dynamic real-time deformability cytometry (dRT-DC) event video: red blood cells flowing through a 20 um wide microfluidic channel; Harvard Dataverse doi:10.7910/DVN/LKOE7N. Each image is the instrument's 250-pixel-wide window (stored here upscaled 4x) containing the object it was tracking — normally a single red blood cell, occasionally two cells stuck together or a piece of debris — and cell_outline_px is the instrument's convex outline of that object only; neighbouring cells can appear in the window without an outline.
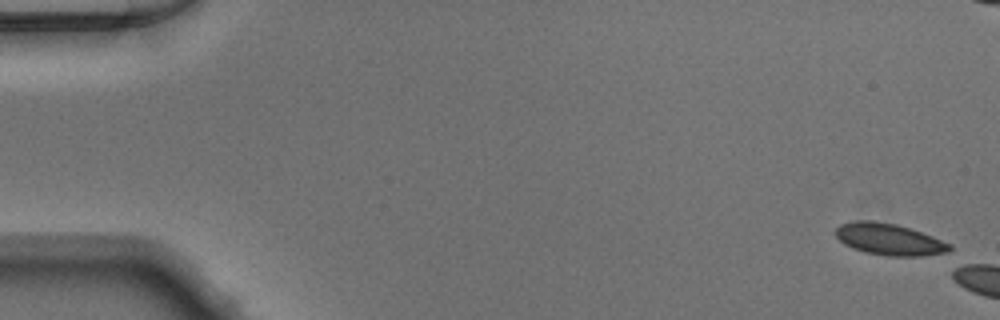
{"species": "Egyptian fruit bat (a non-hibernating species)", "species_latin": "Rousettus aegyptiacus", "temperature_condition": "warm", "stored_images_in_passage": 10, "camera_frame_rate_fps": 3000, "um_per_image_px": 0.085, "animal": {"sex": "male"}, "frame": {"image": 1, "passage_image": 1, "time_ms": 0.0, "image_size_px": [1000, 320], "cell_outline_px": [[952, 248], [948, 252], [924, 256], [888, 256], [864, 252], [852, 248], [844, 244], [836, 236], [836, 228], [840, 224], [856, 220], [872, 220], [896, 224], [932, 236], [952, 244]], "centroid_in_image_um": [75.58, 20.35], "position_along_channel_um": 9.4, "area_um2": 21.04}}